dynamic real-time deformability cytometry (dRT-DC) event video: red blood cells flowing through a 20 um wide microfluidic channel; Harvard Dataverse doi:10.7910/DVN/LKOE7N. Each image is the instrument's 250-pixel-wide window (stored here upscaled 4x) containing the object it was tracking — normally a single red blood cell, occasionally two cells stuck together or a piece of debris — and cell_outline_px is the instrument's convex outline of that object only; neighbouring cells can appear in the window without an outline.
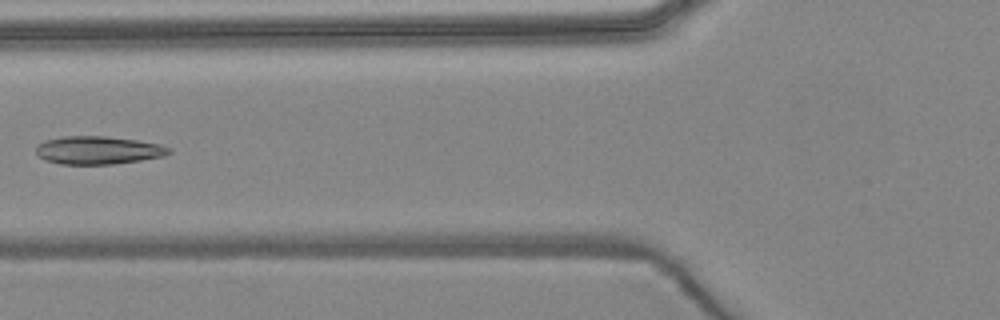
{"species": "common noctule bat (a hibernating species)", "species_latin": "Nyctalus noctula", "temperature_condition": "warm", "stored_images_in_passage": 6, "camera_frame_rate_fps": 3000, "um_per_image_px": 0.085, "animal": {"sex": "female", "body_mass_g": 24.6, "forearm_length_mm": 56.2}, "frame": {"image": 1, "passage_image": 5, "time_ms": 5.333, "image_size_px": [1000, 320], "cell_outline_px": [[172, 152], [164, 156], [140, 160], [112, 164], [60, 164], [44, 160], [36, 152], [36, 148], [44, 140], [64, 136], [104, 136], [136, 140], [160, 144], [172, 148]], "centroid_in_image_um": [8.36, 12.77], "position_along_channel_um": 117.4, "area_um2": 21.68}}
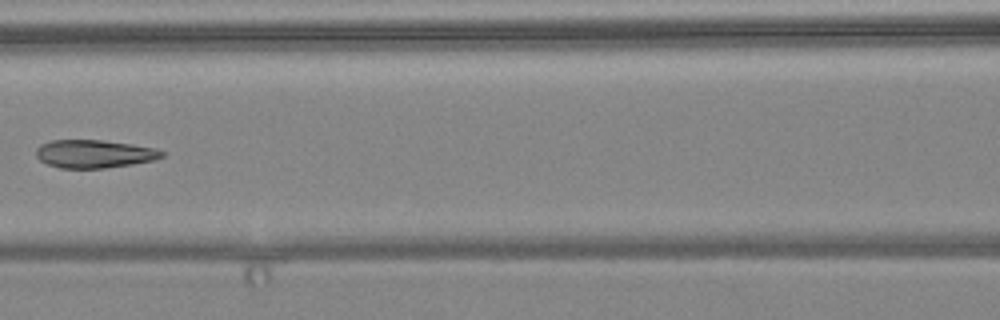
{"frame": {"image": 2, "passage_image": 6, "time_ms": 6.333, "image_size_px": [1000, 320], "cell_outline_px": [[164, 156], [152, 160], [132, 164], [104, 168], [60, 168], [48, 164], [40, 160], [36, 156], [36, 148], [40, 144], [52, 140], [100, 140], [132, 144], [156, 148], [164, 152]], "centroid_in_image_um": [7.99, 13.07], "position_along_channel_um": 158.6, "area_um2": 20.52}}